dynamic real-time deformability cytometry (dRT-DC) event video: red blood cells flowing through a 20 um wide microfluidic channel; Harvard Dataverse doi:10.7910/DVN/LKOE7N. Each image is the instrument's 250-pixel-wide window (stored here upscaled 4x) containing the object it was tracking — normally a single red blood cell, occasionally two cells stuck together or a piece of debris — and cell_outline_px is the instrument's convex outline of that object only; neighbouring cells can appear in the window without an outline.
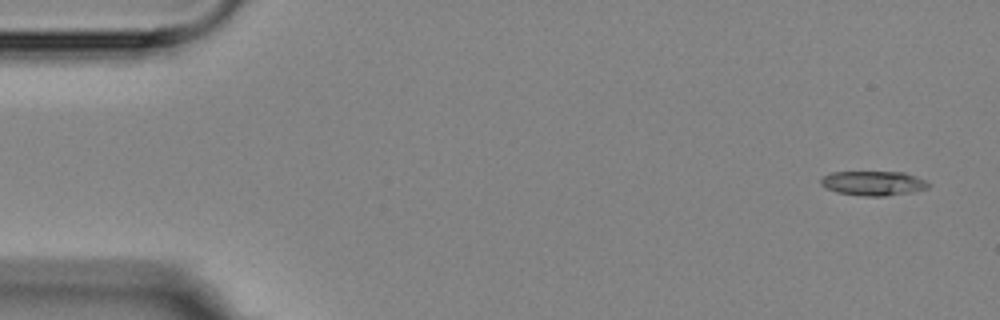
{"species": "Egyptian fruit bat (a non-hibernating species)", "species_latin": "Rousettus aegyptiacus", "temperature_condition": "room temperature", "stored_images_in_passage": 5, "camera_frame_rate_fps": 3000, "um_per_image_px": 0.085, "animal": {"sex": "female"}, "frame": {"image": 1, "passage_image": 1, "time_ms": 0.0, "image_size_px": [1000, 320], "cell_outline_px": [[932, 184], [928, 188], [912, 192], [884, 196], [864, 196], [836, 192], [824, 188], [820, 184], [820, 180], [824, 176], [832, 172], [904, 172], [916, 176]], "centroid_in_image_um": [74.23, 15.58], "position_along_channel_um": 10.8, "area_um2": 15.43}}
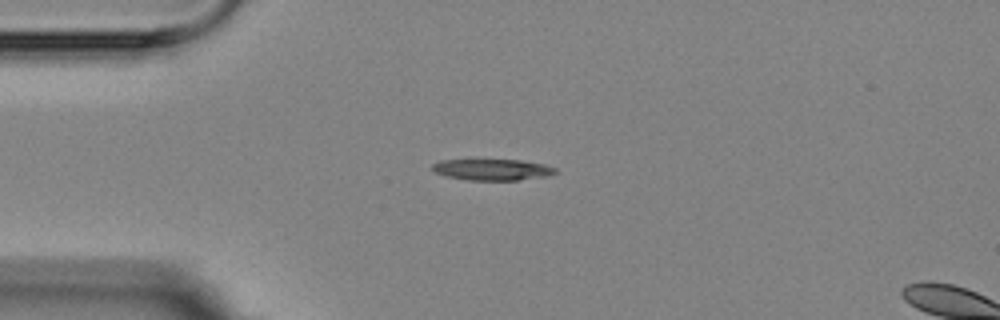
{"frame": {"image": 2, "passage_image": 4, "time_ms": 3.667, "image_size_px": [1000, 320], "cell_outline_px": [[556, 172], [548, 176], [516, 180], [468, 180], [444, 176], [436, 172], [432, 168], [432, 164], [440, 160], [520, 160], [544, 164], [556, 168]], "centroid_in_image_um": [41.84, 14.42], "position_along_channel_um": 43.2, "area_um2": 15.14}}